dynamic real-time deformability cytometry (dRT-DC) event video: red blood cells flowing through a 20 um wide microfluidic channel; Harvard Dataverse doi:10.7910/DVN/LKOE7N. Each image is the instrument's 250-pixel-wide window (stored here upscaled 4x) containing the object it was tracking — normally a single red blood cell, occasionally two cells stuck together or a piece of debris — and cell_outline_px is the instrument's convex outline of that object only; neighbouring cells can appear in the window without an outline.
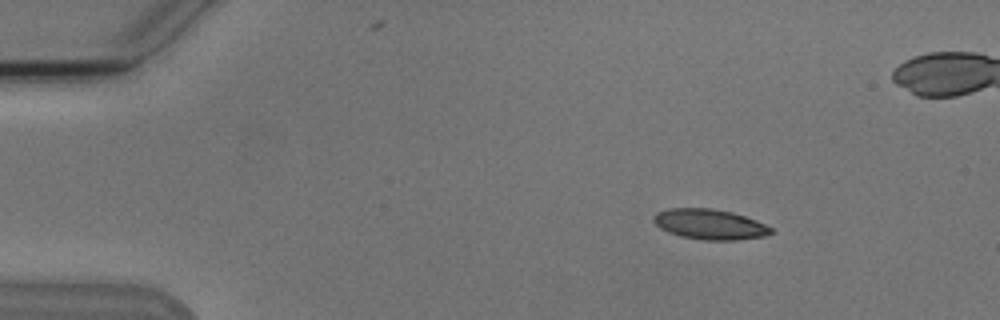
{"species": "Egyptian fruit bat (a non-hibernating species)", "species_latin": "Rousettus aegyptiacus", "temperature_condition": "cold", "stored_images_in_passage": 7, "camera_frame_rate_fps": 3000, "um_per_image_px": 0.085, "animal": {"sex": "male"}, "frame": {"image": 1, "passage_image": 2, "time_ms": 1.333, "image_size_px": [1000, 320], "cell_outline_px": [[772, 232], [764, 236], [736, 240], [704, 240], [680, 236], [668, 232], [660, 228], [652, 220], [652, 216], [656, 212], [672, 208], [712, 208], [732, 212], [756, 220], [772, 228]], "centroid_in_image_um": [60.29, 19.06], "position_along_channel_um": 24.7, "area_um2": 20.69}}